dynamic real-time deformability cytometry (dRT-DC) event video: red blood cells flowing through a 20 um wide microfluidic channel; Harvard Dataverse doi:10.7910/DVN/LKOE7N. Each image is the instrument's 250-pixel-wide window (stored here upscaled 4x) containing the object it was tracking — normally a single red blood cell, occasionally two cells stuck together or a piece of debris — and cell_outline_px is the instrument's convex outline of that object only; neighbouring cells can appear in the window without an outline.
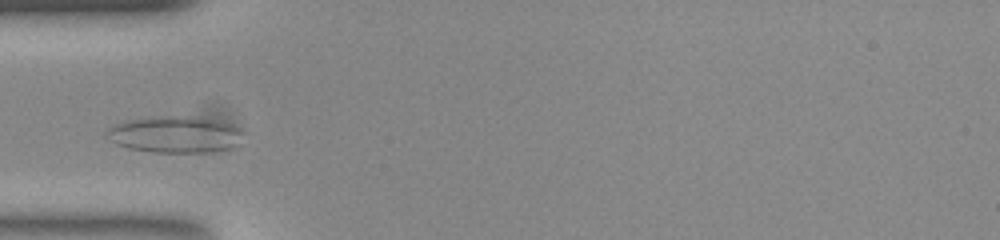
{"species": "common noctule bat (a hibernating species)", "species_latin": "Nyctalus noctula", "temperature_condition": "room temperature", "stored_images_in_passage": 40, "camera_frame_rate_fps": 3000, "um_per_image_px": 0.085, "animal": {"sex": "female", "body_mass_g": 23.0, "forearm_length_mm": 53.4}, "frame": {"image": 1, "passage_image": 1, "time_ms": 0.0, "image_size_px": [1000, 240], "cell_outline_px": [[240, 132], [232, 148], [204, 152], [152, 152], [128, 148], [116, 144], [108, 140], [104, 132], [116, 124], [132, 120], [172, 116], [184, 116], [212, 120], [232, 124], [240, 128]], "centroid_in_image_um": [14.8, 11.45], "position_along_channel_um": 70.2, "area_um2": 28.21}}
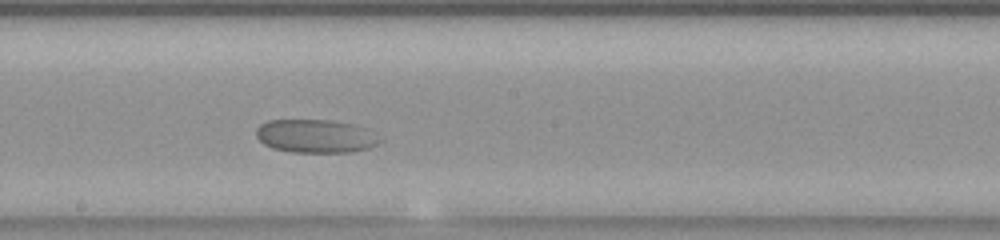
{"frame": {"image": 2, "passage_image": 14, "time_ms": 4.333, "image_size_px": [1000, 240], "cell_outline_px": [[384, 140], [368, 148], [352, 152], [292, 152], [272, 148], [264, 144], [256, 136], [256, 128], [260, 124], [268, 120], [332, 120], [352, 124], [364, 128]], "centroid_in_image_um": [26.8, 11.57], "position_along_channel_um": 221.4, "area_um2": 23.99}}
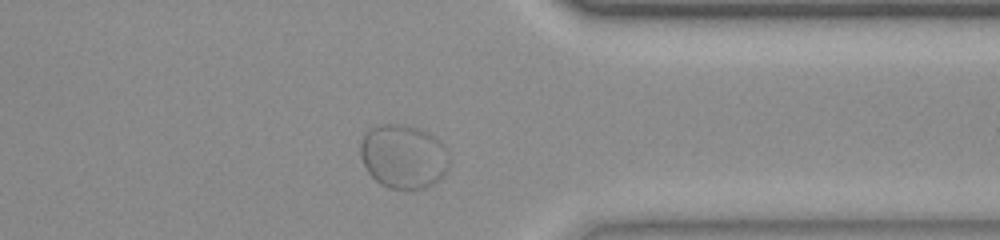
{"frame": {"image": 3, "passage_image": 28, "time_ms": 9.0, "image_size_px": [1000, 240], "cell_outline_px": [[448, 168], [444, 176], [440, 180], [424, 188], [388, 188], [380, 184], [368, 172], [360, 156], [360, 144], [368, 128], [376, 124], [400, 124], [416, 128], [428, 132], [440, 140], [444, 144], [448, 152]], "centroid_in_image_um": [34.29, 13.28], "position_along_channel_um": 377.1, "area_um2": 33.29}}